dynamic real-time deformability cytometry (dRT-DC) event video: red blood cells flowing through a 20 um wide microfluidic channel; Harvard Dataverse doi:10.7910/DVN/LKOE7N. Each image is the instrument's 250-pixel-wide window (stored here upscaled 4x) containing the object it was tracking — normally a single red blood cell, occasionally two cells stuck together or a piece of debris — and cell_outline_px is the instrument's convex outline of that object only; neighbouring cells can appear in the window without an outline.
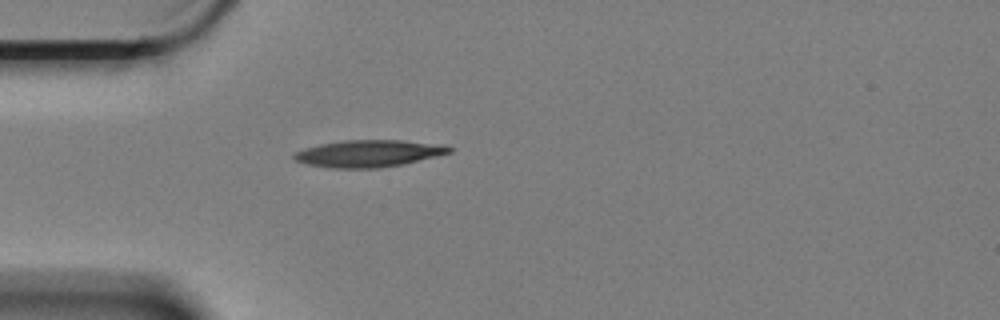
{"species": "Egyptian fruit bat (a non-hibernating species)", "species_latin": "Rousettus aegyptiacus", "temperature_condition": "cold", "stored_images_in_passage": 31, "camera_frame_rate_fps": 3000, "um_per_image_px": 0.085, "animal": {"sex": "female"}, "frame": {"image": 1, "passage_image": 1, "time_ms": 0.0, "image_size_px": [1000, 320], "cell_outline_px": [[452, 152], [404, 164], [380, 168], [328, 168], [308, 164], [296, 160], [292, 156], [296, 152], [320, 144], [348, 140], [396, 140], [452, 148]], "centroid_in_image_um": [31.25, 13.07], "position_along_channel_um": 53.7, "area_um2": 23.64}}
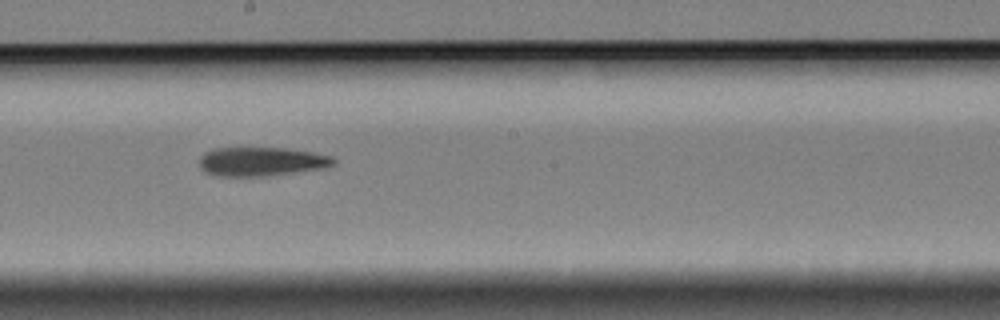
{"frame": {"image": 2, "passage_image": 17, "time_ms": 5.333, "image_size_px": [1000, 320], "cell_outline_px": [[336, 160], [332, 164], [324, 168], [264, 176], [216, 176], [204, 172], [200, 168], [200, 156], [204, 152], [212, 148], [280, 148], [312, 152], [332, 156]], "centroid_in_image_um": [22.15, 13.73], "position_along_channel_um": 226.0, "area_um2": 22.54}}
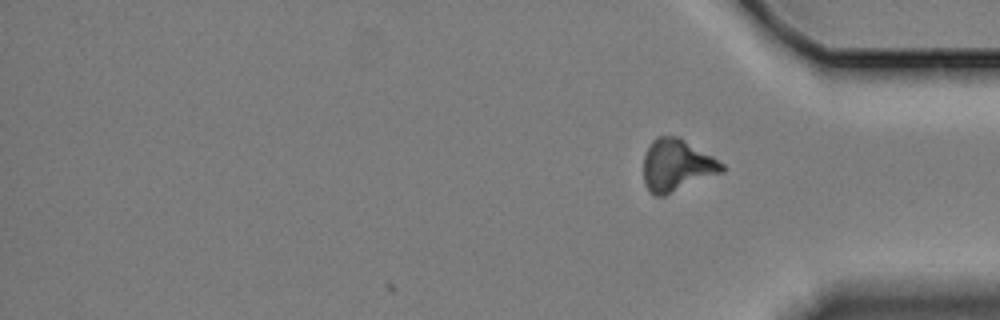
{"frame": {"image": 3, "passage_image": 31, "time_ms": 10.0, "image_size_px": [1000, 320], "cell_outline_px": [[724, 172], [664, 196], [652, 196], [648, 192], [644, 184], [644, 156], [652, 140], [656, 136], [680, 136], [712, 156], [724, 164]], "centroid_in_image_um": [57.51, 14.06], "position_along_channel_um": 377.7, "area_um2": 24.04}, "authors_computed_cell_mechanics": {"area_um2": 23.0622, "velocity_mm_per_s": 3.355, "shape_relaxation_time_tau1_ms": 3.3985, "shape_relaxation_time_tau2_ms": null, "deformation_change_tau1": 0.1278, "deformation_change_tau2": null}}